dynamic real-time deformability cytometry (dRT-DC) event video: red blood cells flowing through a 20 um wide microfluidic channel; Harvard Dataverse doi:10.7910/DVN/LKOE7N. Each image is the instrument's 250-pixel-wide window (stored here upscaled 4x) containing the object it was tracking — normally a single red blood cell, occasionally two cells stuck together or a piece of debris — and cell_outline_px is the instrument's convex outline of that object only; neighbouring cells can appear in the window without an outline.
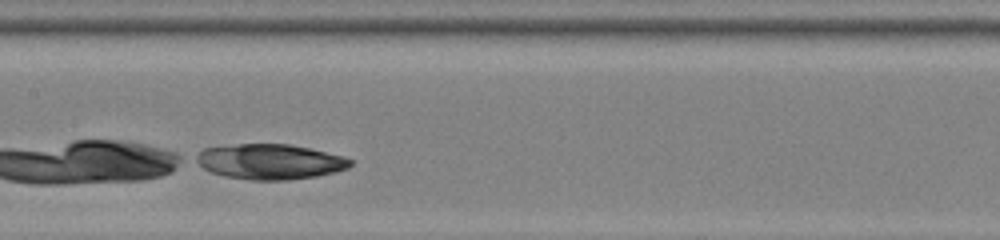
{"species": "common noctule bat (a hibernating species)", "species_latin": "Nyctalus noctula", "temperature_condition": "room temperature", "stored_images_in_passage": 27, "camera_frame_rate_fps": 3000, "um_per_image_px": 0.085, "animal": {"sex": "female", "body_mass_g": 22.0, "forearm_length_mm": 56.7}, "frame": {"image": 1, "passage_image": 12, "time_ms": 3.667, "image_size_px": [1000, 240], "cell_outline_px": [[352, 164], [348, 168], [336, 172], [316, 176], [288, 180], [252, 180], [224, 176], [212, 172], [204, 168], [192, 160], [192, 156], [204, 148], [236, 144], [288, 144], [308, 148], [340, 156], [352, 160]], "centroid_in_image_um": [22.88, 13.74], "position_along_channel_um": 184.5, "area_um2": 31.67}}